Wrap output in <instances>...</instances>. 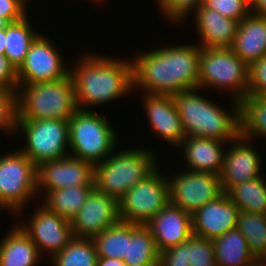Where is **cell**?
Returning a JSON list of instances; mask_svg holds the SVG:
<instances>
[{
	"label": "cell",
	"instance_id": "obj_1",
	"mask_svg": "<svg viewBox=\"0 0 266 266\" xmlns=\"http://www.w3.org/2000/svg\"><path fill=\"white\" fill-rule=\"evenodd\" d=\"M172 44L136 50L131 55L133 89L146 94L174 95L198 88L200 45ZM141 90V91H140Z\"/></svg>",
	"mask_w": 266,
	"mask_h": 266
},
{
	"label": "cell",
	"instance_id": "obj_2",
	"mask_svg": "<svg viewBox=\"0 0 266 266\" xmlns=\"http://www.w3.org/2000/svg\"><path fill=\"white\" fill-rule=\"evenodd\" d=\"M80 53L74 63L70 62L69 73L73 79L78 109L95 111L96 106L104 107L134 93L130 57L119 58L99 52L100 55L98 51L87 49Z\"/></svg>",
	"mask_w": 266,
	"mask_h": 266
},
{
	"label": "cell",
	"instance_id": "obj_3",
	"mask_svg": "<svg viewBox=\"0 0 266 266\" xmlns=\"http://www.w3.org/2000/svg\"><path fill=\"white\" fill-rule=\"evenodd\" d=\"M203 93L206 94L205 90L194 88L173 95L185 136L223 142L237 138L240 135L239 101L228 98L231 104H227L229 109H224Z\"/></svg>",
	"mask_w": 266,
	"mask_h": 266
},
{
	"label": "cell",
	"instance_id": "obj_4",
	"mask_svg": "<svg viewBox=\"0 0 266 266\" xmlns=\"http://www.w3.org/2000/svg\"><path fill=\"white\" fill-rule=\"evenodd\" d=\"M142 146L116 148L109 157L95 164L94 188L118 201L126 191L151 174L162 160L156 155L158 151Z\"/></svg>",
	"mask_w": 266,
	"mask_h": 266
},
{
	"label": "cell",
	"instance_id": "obj_5",
	"mask_svg": "<svg viewBox=\"0 0 266 266\" xmlns=\"http://www.w3.org/2000/svg\"><path fill=\"white\" fill-rule=\"evenodd\" d=\"M77 110L70 74L55 81L19 85L18 120H69Z\"/></svg>",
	"mask_w": 266,
	"mask_h": 266
},
{
	"label": "cell",
	"instance_id": "obj_6",
	"mask_svg": "<svg viewBox=\"0 0 266 266\" xmlns=\"http://www.w3.org/2000/svg\"><path fill=\"white\" fill-rule=\"evenodd\" d=\"M100 111L78 109L68 120L70 155L93 165L102 162L120 143L118 130Z\"/></svg>",
	"mask_w": 266,
	"mask_h": 266
},
{
	"label": "cell",
	"instance_id": "obj_7",
	"mask_svg": "<svg viewBox=\"0 0 266 266\" xmlns=\"http://www.w3.org/2000/svg\"><path fill=\"white\" fill-rule=\"evenodd\" d=\"M198 88L240 101L248 94L249 67L231 48L200 46ZM225 93V94H224Z\"/></svg>",
	"mask_w": 266,
	"mask_h": 266
},
{
	"label": "cell",
	"instance_id": "obj_8",
	"mask_svg": "<svg viewBox=\"0 0 266 266\" xmlns=\"http://www.w3.org/2000/svg\"><path fill=\"white\" fill-rule=\"evenodd\" d=\"M36 173L37 166L18 148L0 153L1 212L5 210L15 218L38 199Z\"/></svg>",
	"mask_w": 266,
	"mask_h": 266
},
{
	"label": "cell",
	"instance_id": "obj_9",
	"mask_svg": "<svg viewBox=\"0 0 266 266\" xmlns=\"http://www.w3.org/2000/svg\"><path fill=\"white\" fill-rule=\"evenodd\" d=\"M20 135L24 142L18 149L36 166L70 155L68 120H17L15 136L19 139Z\"/></svg>",
	"mask_w": 266,
	"mask_h": 266
},
{
	"label": "cell",
	"instance_id": "obj_10",
	"mask_svg": "<svg viewBox=\"0 0 266 266\" xmlns=\"http://www.w3.org/2000/svg\"><path fill=\"white\" fill-rule=\"evenodd\" d=\"M161 168L159 165L118 200L120 221L146 225L170 202L168 177Z\"/></svg>",
	"mask_w": 266,
	"mask_h": 266
},
{
	"label": "cell",
	"instance_id": "obj_11",
	"mask_svg": "<svg viewBox=\"0 0 266 266\" xmlns=\"http://www.w3.org/2000/svg\"><path fill=\"white\" fill-rule=\"evenodd\" d=\"M167 173L170 203L193 215L208 202L220 197L224 190L219 175L180 168ZM181 169V170H179ZM176 172V173H174Z\"/></svg>",
	"mask_w": 266,
	"mask_h": 266
},
{
	"label": "cell",
	"instance_id": "obj_12",
	"mask_svg": "<svg viewBox=\"0 0 266 266\" xmlns=\"http://www.w3.org/2000/svg\"><path fill=\"white\" fill-rule=\"evenodd\" d=\"M38 201H35L36 208L34 207V212H31L32 215L25 213L29 215L26 217L28 219H24V214H17L14 221L30 237L40 255L42 257L48 255L51 258L61 252L74 236L69 220L50 211L41 201Z\"/></svg>",
	"mask_w": 266,
	"mask_h": 266
},
{
	"label": "cell",
	"instance_id": "obj_13",
	"mask_svg": "<svg viewBox=\"0 0 266 266\" xmlns=\"http://www.w3.org/2000/svg\"><path fill=\"white\" fill-rule=\"evenodd\" d=\"M40 31L31 43L24 62L17 69L19 85L55 81L70 73L66 54H62L52 37Z\"/></svg>",
	"mask_w": 266,
	"mask_h": 266
},
{
	"label": "cell",
	"instance_id": "obj_14",
	"mask_svg": "<svg viewBox=\"0 0 266 266\" xmlns=\"http://www.w3.org/2000/svg\"><path fill=\"white\" fill-rule=\"evenodd\" d=\"M36 175L38 200L51 190L94 185V165L72 155L40 163Z\"/></svg>",
	"mask_w": 266,
	"mask_h": 266
},
{
	"label": "cell",
	"instance_id": "obj_15",
	"mask_svg": "<svg viewBox=\"0 0 266 266\" xmlns=\"http://www.w3.org/2000/svg\"><path fill=\"white\" fill-rule=\"evenodd\" d=\"M253 142L239 135L228 143L219 174L224 192L235 184L252 180L265 173V168H262L266 165H262L265 162L264 155L262 157L261 151L253 145L255 144Z\"/></svg>",
	"mask_w": 266,
	"mask_h": 266
},
{
	"label": "cell",
	"instance_id": "obj_16",
	"mask_svg": "<svg viewBox=\"0 0 266 266\" xmlns=\"http://www.w3.org/2000/svg\"><path fill=\"white\" fill-rule=\"evenodd\" d=\"M119 221L118 201L94 188L70 223L74 237L93 239Z\"/></svg>",
	"mask_w": 266,
	"mask_h": 266
},
{
	"label": "cell",
	"instance_id": "obj_17",
	"mask_svg": "<svg viewBox=\"0 0 266 266\" xmlns=\"http://www.w3.org/2000/svg\"><path fill=\"white\" fill-rule=\"evenodd\" d=\"M140 96L150 134L154 133L158 140H165L167 145L175 147V151L186 136L173 95L141 93Z\"/></svg>",
	"mask_w": 266,
	"mask_h": 266
},
{
	"label": "cell",
	"instance_id": "obj_18",
	"mask_svg": "<svg viewBox=\"0 0 266 266\" xmlns=\"http://www.w3.org/2000/svg\"><path fill=\"white\" fill-rule=\"evenodd\" d=\"M239 209L224 192L192 215L193 234L213 240L237 228Z\"/></svg>",
	"mask_w": 266,
	"mask_h": 266
},
{
	"label": "cell",
	"instance_id": "obj_19",
	"mask_svg": "<svg viewBox=\"0 0 266 266\" xmlns=\"http://www.w3.org/2000/svg\"><path fill=\"white\" fill-rule=\"evenodd\" d=\"M145 226L151 231L160 253L188 241L193 235L192 215L170 202Z\"/></svg>",
	"mask_w": 266,
	"mask_h": 266
},
{
	"label": "cell",
	"instance_id": "obj_20",
	"mask_svg": "<svg viewBox=\"0 0 266 266\" xmlns=\"http://www.w3.org/2000/svg\"><path fill=\"white\" fill-rule=\"evenodd\" d=\"M191 16L186 21L190 18L194 20L192 24L194 23L195 31L197 30V44L205 48H231L237 33L238 21L224 17L202 4Z\"/></svg>",
	"mask_w": 266,
	"mask_h": 266
},
{
	"label": "cell",
	"instance_id": "obj_21",
	"mask_svg": "<svg viewBox=\"0 0 266 266\" xmlns=\"http://www.w3.org/2000/svg\"><path fill=\"white\" fill-rule=\"evenodd\" d=\"M228 143L195 136L185 137L177 148L181 149L182 159H184V162L180 161L181 164L183 163L182 168L219 175Z\"/></svg>",
	"mask_w": 266,
	"mask_h": 266
},
{
	"label": "cell",
	"instance_id": "obj_22",
	"mask_svg": "<svg viewBox=\"0 0 266 266\" xmlns=\"http://www.w3.org/2000/svg\"><path fill=\"white\" fill-rule=\"evenodd\" d=\"M231 49L248 67L266 56V17L250 12L243 18Z\"/></svg>",
	"mask_w": 266,
	"mask_h": 266
},
{
	"label": "cell",
	"instance_id": "obj_23",
	"mask_svg": "<svg viewBox=\"0 0 266 266\" xmlns=\"http://www.w3.org/2000/svg\"><path fill=\"white\" fill-rule=\"evenodd\" d=\"M9 227L0 238V266H36L43 262L38 248L22 228L17 223Z\"/></svg>",
	"mask_w": 266,
	"mask_h": 266
},
{
	"label": "cell",
	"instance_id": "obj_24",
	"mask_svg": "<svg viewBox=\"0 0 266 266\" xmlns=\"http://www.w3.org/2000/svg\"><path fill=\"white\" fill-rule=\"evenodd\" d=\"M239 121L241 137L266 143V97L244 96L239 101Z\"/></svg>",
	"mask_w": 266,
	"mask_h": 266
},
{
	"label": "cell",
	"instance_id": "obj_25",
	"mask_svg": "<svg viewBox=\"0 0 266 266\" xmlns=\"http://www.w3.org/2000/svg\"><path fill=\"white\" fill-rule=\"evenodd\" d=\"M217 266H247L255 257L237 228L212 240Z\"/></svg>",
	"mask_w": 266,
	"mask_h": 266
},
{
	"label": "cell",
	"instance_id": "obj_26",
	"mask_svg": "<svg viewBox=\"0 0 266 266\" xmlns=\"http://www.w3.org/2000/svg\"><path fill=\"white\" fill-rule=\"evenodd\" d=\"M29 14L10 23L6 28L4 55L17 69L24 62L31 43L41 33L38 27L32 24Z\"/></svg>",
	"mask_w": 266,
	"mask_h": 266
},
{
	"label": "cell",
	"instance_id": "obj_27",
	"mask_svg": "<svg viewBox=\"0 0 266 266\" xmlns=\"http://www.w3.org/2000/svg\"><path fill=\"white\" fill-rule=\"evenodd\" d=\"M94 185L59 188L49 191L40 201L50 211L71 220L82 208Z\"/></svg>",
	"mask_w": 266,
	"mask_h": 266
},
{
	"label": "cell",
	"instance_id": "obj_28",
	"mask_svg": "<svg viewBox=\"0 0 266 266\" xmlns=\"http://www.w3.org/2000/svg\"><path fill=\"white\" fill-rule=\"evenodd\" d=\"M160 252L151 231L145 225L136 224L131 229L127 255L123 262L128 266H159Z\"/></svg>",
	"mask_w": 266,
	"mask_h": 266
},
{
	"label": "cell",
	"instance_id": "obj_29",
	"mask_svg": "<svg viewBox=\"0 0 266 266\" xmlns=\"http://www.w3.org/2000/svg\"><path fill=\"white\" fill-rule=\"evenodd\" d=\"M226 194L239 211L266 214V173L231 186Z\"/></svg>",
	"mask_w": 266,
	"mask_h": 266
},
{
	"label": "cell",
	"instance_id": "obj_30",
	"mask_svg": "<svg viewBox=\"0 0 266 266\" xmlns=\"http://www.w3.org/2000/svg\"><path fill=\"white\" fill-rule=\"evenodd\" d=\"M135 223L119 221L93 238L98 257L121 259L127 255L131 229Z\"/></svg>",
	"mask_w": 266,
	"mask_h": 266
},
{
	"label": "cell",
	"instance_id": "obj_31",
	"mask_svg": "<svg viewBox=\"0 0 266 266\" xmlns=\"http://www.w3.org/2000/svg\"><path fill=\"white\" fill-rule=\"evenodd\" d=\"M49 259L51 266H96L98 254L93 239L73 237L61 252Z\"/></svg>",
	"mask_w": 266,
	"mask_h": 266
},
{
	"label": "cell",
	"instance_id": "obj_32",
	"mask_svg": "<svg viewBox=\"0 0 266 266\" xmlns=\"http://www.w3.org/2000/svg\"><path fill=\"white\" fill-rule=\"evenodd\" d=\"M237 229L255 257H266V214L239 211Z\"/></svg>",
	"mask_w": 266,
	"mask_h": 266
},
{
	"label": "cell",
	"instance_id": "obj_33",
	"mask_svg": "<svg viewBox=\"0 0 266 266\" xmlns=\"http://www.w3.org/2000/svg\"><path fill=\"white\" fill-rule=\"evenodd\" d=\"M18 120V90L0 87V133L15 136Z\"/></svg>",
	"mask_w": 266,
	"mask_h": 266
},
{
	"label": "cell",
	"instance_id": "obj_34",
	"mask_svg": "<svg viewBox=\"0 0 266 266\" xmlns=\"http://www.w3.org/2000/svg\"><path fill=\"white\" fill-rule=\"evenodd\" d=\"M155 2L166 22L184 27L181 23L185 24V20L202 4L203 0H156Z\"/></svg>",
	"mask_w": 266,
	"mask_h": 266
},
{
	"label": "cell",
	"instance_id": "obj_35",
	"mask_svg": "<svg viewBox=\"0 0 266 266\" xmlns=\"http://www.w3.org/2000/svg\"><path fill=\"white\" fill-rule=\"evenodd\" d=\"M190 266H217L212 240L192 235L188 239Z\"/></svg>",
	"mask_w": 266,
	"mask_h": 266
},
{
	"label": "cell",
	"instance_id": "obj_36",
	"mask_svg": "<svg viewBox=\"0 0 266 266\" xmlns=\"http://www.w3.org/2000/svg\"><path fill=\"white\" fill-rule=\"evenodd\" d=\"M202 5L238 22L251 12L250 0H203Z\"/></svg>",
	"mask_w": 266,
	"mask_h": 266
},
{
	"label": "cell",
	"instance_id": "obj_37",
	"mask_svg": "<svg viewBox=\"0 0 266 266\" xmlns=\"http://www.w3.org/2000/svg\"><path fill=\"white\" fill-rule=\"evenodd\" d=\"M248 94L266 97V56L249 66Z\"/></svg>",
	"mask_w": 266,
	"mask_h": 266
},
{
	"label": "cell",
	"instance_id": "obj_38",
	"mask_svg": "<svg viewBox=\"0 0 266 266\" xmlns=\"http://www.w3.org/2000/svg\"><path fill=\"white\" fill-rule=\"evenodd\" d=\"M159 266H190L188 241L161 252Z\"/></svg>",
	"mask_w": 266,
	"mask_h": 266
},
{
	"label": "cell",
	"instance_id": "obj_39",
	"mask_svg": "<svg viewBox=\"0 0 266 266\" xmlns=\"http://www.w3.org/2000/svg\"><path fill=\"white\" fill-rule=\"evenodd\" d=\"M0 87L17 90L19 88L17 68L5 55H0Z\"/></svg>",
	"mask_w": 266,
	"mask_h": 266
},
{
	"label": "cell",
	"instance_id": "obj_40",
	"mask_svg": "<svg viewBox=\"0 0 266 266\" xmlns=\"http://www.w3.org/2000/svg\"><path fill=\"white\" fill-rule=\"evenodd\" d=\"M28 12L16 0H0V18L7 19L10 23L21 20Z\"/></svg>",
	"mask_w": 266,
	"mask_h": 266
},
{
	"label": "cell",
	"instance_id": "obj_41",
	"mask_svg": "<svg viewBox=\"0 0 266 266\" xmlns=\"http://www.w3.org/2000/svg\"><path fill=\"white\" fill-rule=\"evenodd\" d=\"M251 13L266 17V0H250Z\"/></svg>",
	"mask_w": 266,
	"mask_h": 266
},
{
	"label": "cell",
	"instance_id": "obj_42",
	"mask_svg": "<svg viewBox=\"0 0 266 266\" xmlns=\"http://www.w3.org/2000/svg\"><path fill=\"white\" fill-rule=\"evenodd\" d=\"M96 266H128L121 259L98 257Z\"/></svg>",
	"mask_w": 266,
	"mask_h": 266
},
{
	"label": "cell",
	"instance_id": "obj_43",
	"mask_svg": "<svg viewBox=\"0 0 266 266\" xmlns=\"http://www.w3.org/2000/svg\"><path fill=\"white\" fill-rule=\"evenodd\" d=\"M247 266H266V257H254Z\"/></svg>",
	"mask_w": 266,
	"mask_h": 266
},
{
	"label": "cell",
	"instance_id": "obj_44",
	"mask_svg": "<svg viewBox=\"0 0 266 266\" xmlns=\"http://www.w3.org/2000/svg\"><path fill=\"white\" fill-rule=\"evenodd\" d=\"M6 28L0 29V55L5 54Z\"/></svg>",
	"mask_w": 266,
	"mask_h": 266
},
{
	"label": "cell",
	"instance_id": "obj_45",
	"mask_svg": "<svg viewBox=\"0 0 266 266\" xmlns=\"http://www.w3.org/2000/svg\"><path fill=\"white\" fill-rule=\"evenodd\" d=\"M17 2H19L27 11L29 7L30 3L32 2V0H16Z\"/></svg>",
	"mask_w": 266,
	"mask_h": 266
},
{
	"label": "cell",
	"instance_id": "obj_46",
	"mask_svg": "<svg viewBox=\"0 0 266 266\" xmlns=\"http://www.w3.org/2000/svg\"><path fill=\"white\" fill-rule=\"evenodd\" d=\"M10 22L7 19L0 18V29H5L8 27Z\"/></svg>",
	"mask_w": 266,
	"mask_h": 266
},
{
	"label": "cell",
	"instance_id": "obj_47",
	"mask_svg": "<svg viewBox=\"0 0 266 266\" xmlns=\"http://www.w3.org/2000/svg\"><path fill=\"white\" fill-rule=\"evenodd\" d=\"M87 1H90L91 3H95L96 5L98 4L99 8H100V5L104 3V1L107 2L106 0H87Z\"/></svg>",
	"mask_w": 266,
	"mask_h": 266
}]
</instances>
